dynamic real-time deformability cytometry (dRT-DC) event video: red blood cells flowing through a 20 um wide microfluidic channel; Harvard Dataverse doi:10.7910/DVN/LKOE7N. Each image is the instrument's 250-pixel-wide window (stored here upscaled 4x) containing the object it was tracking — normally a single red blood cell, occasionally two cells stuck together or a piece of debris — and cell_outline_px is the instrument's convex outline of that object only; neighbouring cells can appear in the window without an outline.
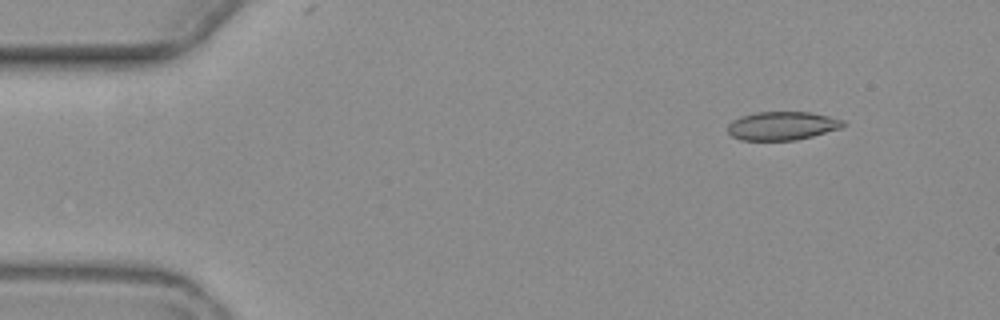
{"species": "common noctule bat (a hibernating species)", "species_latin": "Nyctalus noctula", "temperature_condition": "warm", "stored_images_in_passage": 5, "camera_frame_rate_fps": 3000, "um_per_image_px": 0.085, "animal": {"sex": "female", "body_mass_g": 19.3, "forearm_length_mm": 54.1}, "frame": {"image": 1, "passage_image": 2, "time_ms": 1.333, "image_size_px": [1000, 320], "cell_outline_px": [[844, 124], [840, 128], [812, 136], [796, 140], [740, 140], [732, 136], [728, 132], [728, 124], [732, 120], [740, 116], [756, 112], [808, 112], [828, 116], [844, 120]], "centroid_in_image_um": [66.44, 10.69], "position_along_channel_um": 18.6, "area_um2": 19.07}}
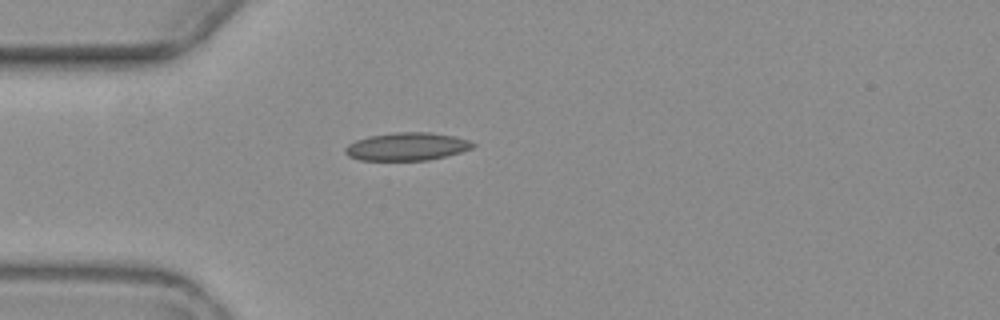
{"frame": {"image": 2, "passage_image": 5, "time_ms": 4.667, "image_size_px": [1000, 320], "cell_outline_px": [[476, 144], [472, 148], [460, 152], [428, 160], [360, 160], [348, 156], [344, 152], [344, 148], [348, 144], [356, 140], [368, 136], [392, 132], [432, 132], [452, 136], [468, 140]], "centroid_in_image_um": [34.54, 12.45], "position_along_channel_um": 50.5, "area_um2": 20.75}}